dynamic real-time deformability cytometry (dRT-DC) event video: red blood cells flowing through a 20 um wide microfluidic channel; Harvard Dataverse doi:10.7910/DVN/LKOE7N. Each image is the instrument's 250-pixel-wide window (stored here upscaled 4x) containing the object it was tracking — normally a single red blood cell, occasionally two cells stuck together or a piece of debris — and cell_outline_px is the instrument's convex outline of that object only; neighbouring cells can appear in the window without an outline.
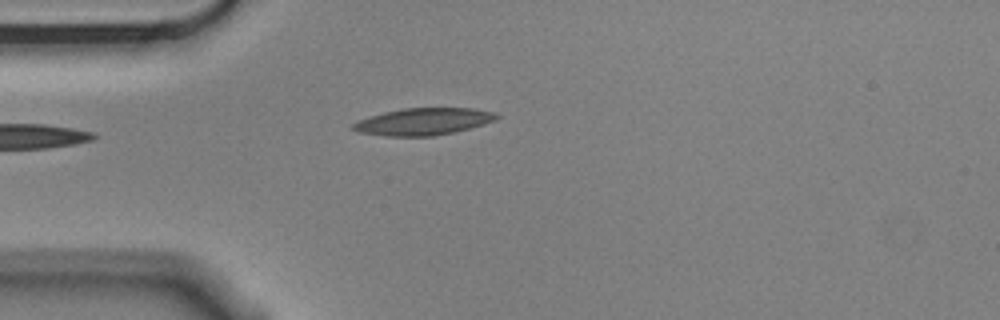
{"species": "Egyptian fruit bat (a non-hibernating species)", "species_latin": "Rousettus aegyptiacus", "temperature_condition": "cold", "stored_images_in_passage": 4, "camera_frame_rate_fps": 3000, "um_per_image_px": 0.085, "animal": {"sex": "male"}, "frame": {"image": 1, "passage_image": 4, "time_ms": 1.0, "image_size_px": [1000, 320], "cell_outline_px": [[500, 116], [496, 120], [484, 124], [456, 132], [432, 136], [388, 136], [360, 132], [352, 128], [352, 124], [360, 120], [384, 112], [404, 108], [472, 108], [496, 112]], "centroid_in_image_um": [36.06, 10.33], "position_along_channel_um": 48.9, "area_um2": 22.48}}